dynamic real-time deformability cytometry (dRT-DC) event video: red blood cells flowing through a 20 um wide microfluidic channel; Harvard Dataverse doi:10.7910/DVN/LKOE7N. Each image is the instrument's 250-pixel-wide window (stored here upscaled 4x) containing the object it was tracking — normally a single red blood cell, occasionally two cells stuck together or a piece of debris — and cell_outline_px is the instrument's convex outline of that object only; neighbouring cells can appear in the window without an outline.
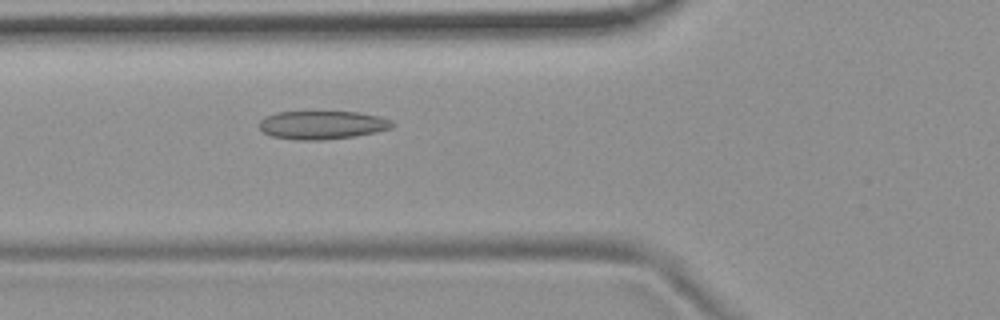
{"species": "common noctule bat (a hibernating species)", "species_latin": "Nyctalus noctula", "temperature_condition": "room temperature", "stored_images_in_passage": 6, "camera_frame_rate_fps": 3000, "um_per_image_px": 0.085, "animal": {"sex": "female", "body_mass_g": 19.9}, "frame": {"image": 1, "passage_image": 6, "time_ms": 6.0, "image_size_px": [1000, 320], "cell_outline_px": [[396, 124], [392, 128], [376, 132], [356, 136], [324, 140], [296, 140], [272, 136], [264, 132], [260, 128], [260, 120], [264, 116], [276, 112], [360, 112], [380, 116], [392, 120]], "centroid_in_image_um": [27.43, 10.62], "position_along_channel_um": 98.4, "area_um2": 22.2}}